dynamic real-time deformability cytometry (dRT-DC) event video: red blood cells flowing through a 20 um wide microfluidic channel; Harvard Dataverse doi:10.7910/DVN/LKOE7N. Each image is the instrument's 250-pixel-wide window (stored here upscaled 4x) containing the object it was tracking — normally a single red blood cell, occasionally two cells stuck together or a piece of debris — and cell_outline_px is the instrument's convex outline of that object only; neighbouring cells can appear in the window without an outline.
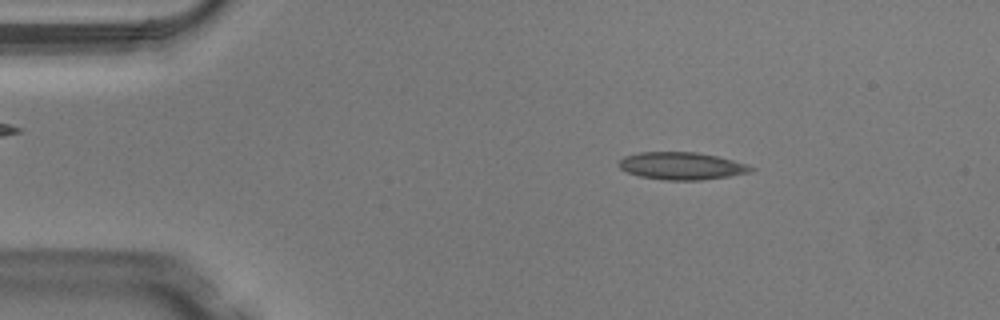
{"species": "Egyptian fruit bat (a non-hibernating species)", "species_latin": "Rousettus aegyptiacus", "temperature_condition": "warm", "stored_images_in_passage": 43, "camera_frame_rate_fps": 3000, "um_per_image_px": 0.085, "animal": {"sex": "male"}, "frame": {"image": 1, "passage_image": 2, "time_ms": 0.333, "image_size_px": [1000, 320], "cell_outline_px": [[756, 168], [752, 172], [728, 176], [700, 180], [664, 180], [640, 176], [628, 172], [620, 168], [620, 160], [624, 156], [640, 152], [696, 152], [716, 156], [732, 160]], "centroid_in_image_um": [57.94, 14.1], "position_along_channel_um": 27.1, "area_um2": 20.87}}
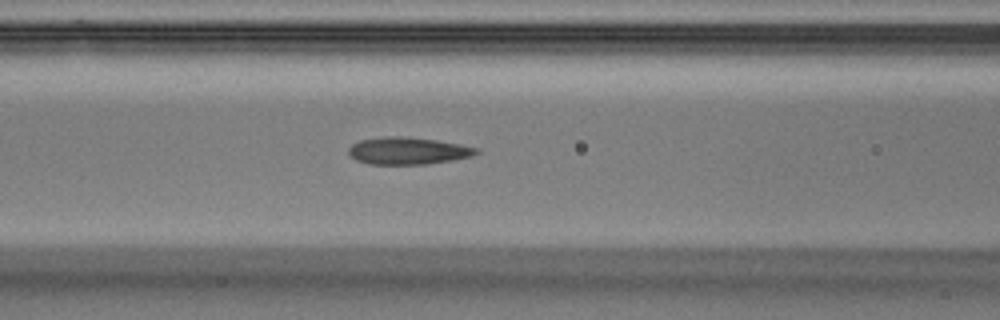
{"frame": {"image": 2, "passage_image": 14, "time_ms": 4.333, "image_size_px": [1000, 320], "cell_outline_px": [[480, 152], [472, 156], [452, 160], [428, 164], [368, 164], [356, 160], [348, 152], [348, 148], [352, 144], [360, 140], [384, 136], [400, 136], [436, 140], [460, 144], [480, 148]], "centroid_in_image_um": [34.69, 12.82], "position_along_channel_um": 131.9, "area_um2": 20.29}}
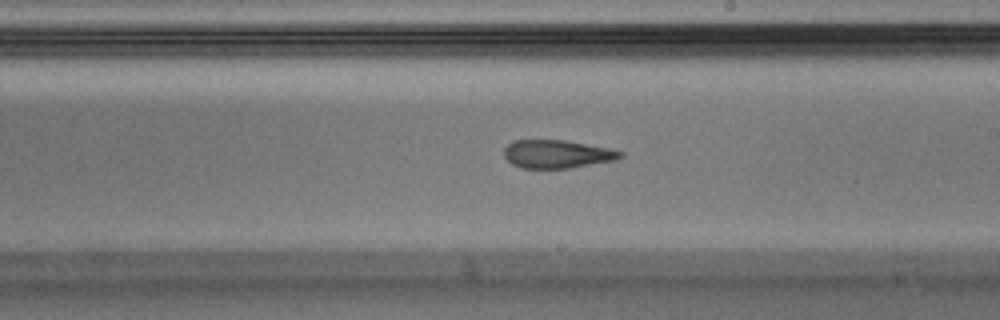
{"frame": {"image": 3, "passage_image": 22, "time_ms": 7.0, "image_size_px": [1000, 320], "cell_outline_px": [[624, 156], [612, 160], [568, 168], [520, 168], [512, 164], [504, 156], [504, 148], [508, 144], [516, 140], [564, 140], [608, 148], [624, 152]], "centroid_in_image_um": [47.31, 13.09], "position_along_channel_um": 241.7, "area_um2": 18.84}, "authors_computed_cell_mechanics": {"area_um2": 20.4612, "velocity_mm_per_s": 4.1196, "shape_relaxation_time_tau1_ms": null, "shape_relaxation_time_tau2_ms": 3.4422, "deformation_change_tau1": null, "deformation_change_tau2": 0.1369}}